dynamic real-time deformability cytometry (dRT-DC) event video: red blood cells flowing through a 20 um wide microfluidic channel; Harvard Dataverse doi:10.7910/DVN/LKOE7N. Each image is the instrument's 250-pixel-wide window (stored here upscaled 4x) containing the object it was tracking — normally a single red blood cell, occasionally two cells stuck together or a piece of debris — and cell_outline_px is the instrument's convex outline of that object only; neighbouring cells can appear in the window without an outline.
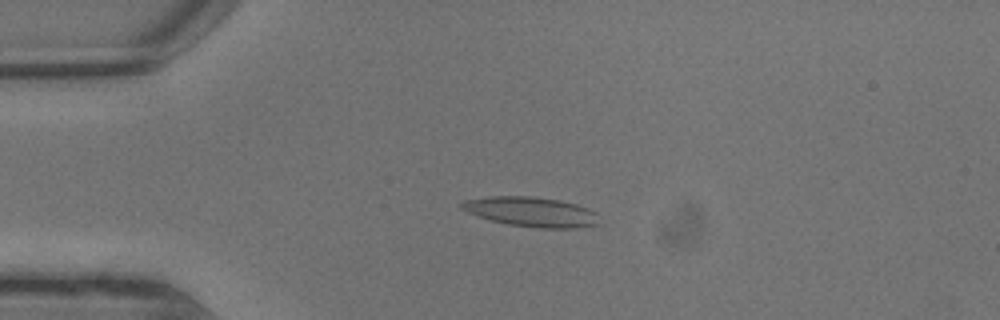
{"species": "common noctule bat (a hibernating species)", "species_latin": "Nyctalus noctula", "temperature_condition": "warm", "stored_images_in_passage": 6, "camera_frame_rate_fps": 3000, "um_per_image_px": 0.085, "animal": {"sex": "male", "body_mass_g": 13.3}, "frame": {"image": 1, "passage_image": 5, "time_ms": 1.333, "image_size_px": [1000, 320], "cell_outline_px": [[600, 224], [576, 228], [540, 228], [508, 224], [492, 220], [468, 212], [460, 208], [460, 204], [464, 200], [488, 196], [532, 196], [560, 200], [576, 204], [588, 208], [596, 212]], "centroid_in_image_um": [45.19, 18.0], "position_along_channel_um": 39.8, "area_um2": 23.81}}